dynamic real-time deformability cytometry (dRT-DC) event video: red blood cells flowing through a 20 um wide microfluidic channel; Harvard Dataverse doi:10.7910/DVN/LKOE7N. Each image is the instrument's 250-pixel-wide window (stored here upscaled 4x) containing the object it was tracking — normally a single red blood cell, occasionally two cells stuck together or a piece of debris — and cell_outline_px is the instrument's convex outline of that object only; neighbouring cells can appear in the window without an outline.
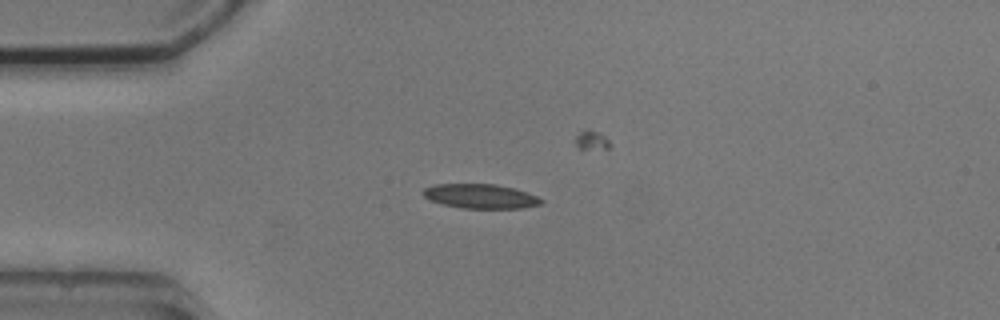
{"species": "common noctule bat (a hibernating species)", "species_latin": "Nyctalus noctula", "temperature_condition": "cold", "stored_images_in_passage": 6, "camera_frame_rate_fps": 3000, "um_per_image_px": 0.085, "animal": {"sex": "male", "body_mass_g": 20.5, "forearm_length_mm": 52.5}, "frame": {"image": 1, "passage_image": 1, "time_ms": 0.0, "image_size_px": [1000, 320], "cell_outline_px": [[544, 204], [520, 208], [460, 208], [428, 200], [420, 192], [424, 188], [436, 184], [496, 184], [516, 188], [528, 192], [544, 200]], "centroid_in_image_um": [40.85, 16.67], "position_along_channel_um": 44.1, "area_um2": 16.99}}